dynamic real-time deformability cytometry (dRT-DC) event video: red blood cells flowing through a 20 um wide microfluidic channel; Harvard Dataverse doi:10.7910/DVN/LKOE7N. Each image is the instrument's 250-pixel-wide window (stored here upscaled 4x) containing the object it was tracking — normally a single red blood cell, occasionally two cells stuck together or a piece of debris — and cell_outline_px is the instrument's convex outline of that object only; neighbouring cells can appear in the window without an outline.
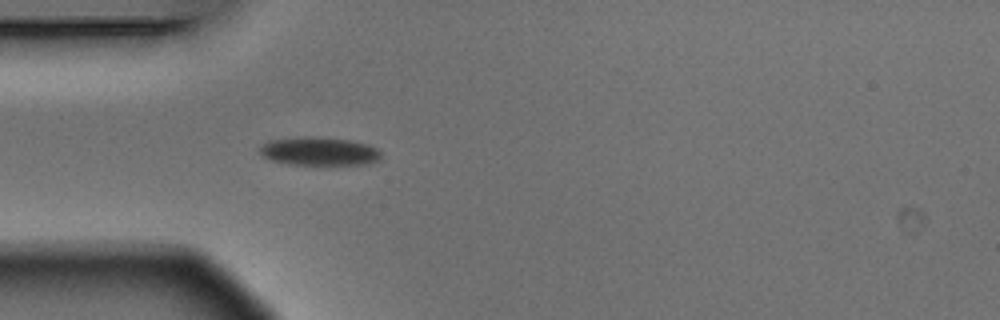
{"species": "Egyptian fruit bat (a non-hibernating species)", "species_latin": "Rousettus aegyptiacus", "temperature_condition": "warm", "stored_images_in_passage": 2, "camera_frame_rate_fps": 3000, "um_per_image_px": 0.085, "animal": {"sex": "male"}, "frame": {"image": 1, "passage_image": 2, "time_ms": 0.333, "image_size_px": [1000, 320], "cell_outline_px": [[380, 160], [368, 164], [288, 164], [272, 160], [264, 156], [260, 152], [260, 144], [268, 140], [304, 136], [348, 140], [368, 144], [376, 148], [380, 152]], "centroid_in_image_um": [27.11, 12.85], "position_along_channel_um": 57.9, "area_um2": 19.88}}